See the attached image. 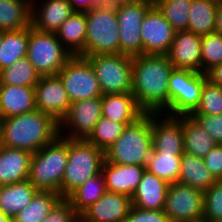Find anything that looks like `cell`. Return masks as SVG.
<instances>
[{
    "label": "cell",
    "instance_id": "obj_13",
    "mask_svg": "<svg viewBox=\"0 0 222 222\" xmlns=\"http://www.w3.org/2000/svg\"><path fill=\"white\" fill-rule=\"evenodd\" d=\"M101 117V97L72 102L67 115L60 122V135L67 139H87Z\"/></svg>",
    "mask_w": 222,
    "mask_h": 222
},
{
    "label": "cell",
    "instance_id": "obj_47",
    "mask_svg": "<svg viewBox=\"0 0 222 222\" xmlns=\"http://www.w3.org/2000/svg\"><path fill=\"white\" fill-rule=\"evenodd\" d=\"M214 32L222 35V2L217 5Z\"/></svg>",
    "mask_w": 222,
    "mask_h": 222
},
{
    "label": "cell",
    "instance_id": "obj_27",
    "mask_svg": "<svg viewBox=\"0 0 222 222\" xmlns=\"http://www.w3.org/2000/svg\"><path fill=\"white\" fill-rule=\"evenodd\" d=\"M215 181L202 158L186 152L181 155L178 183L205 192Z\"/></svg>",
    "mask_w": 222,
    "mask_h": 222
},
{
    "label": "cell",
    "instance_id": "obj_5",
    "mask_svg": "<svg viewBox=\"0 0 222 222\" xmlns=\"http://www.w3.org/2000/svg\"><path fill=\"white\" fill-rule=\"evenodd\" d=\"M104 151L87 139H68V160L61 182V197L67 198L86 180L102 172Z\"/></svg>",
    "mask_w": 222,
    "mask_h": 222
},
{
    "label": "cell",
    "instance_id": "obj_45",
    "mask_svg": "<svg viewBox=\"0 0 222 222\" xmlns=\"http://www.w3.org/2000/svg\"><path fill=\"white\" fill-rule=\"evenodd\" d=\"M207 79L222 88V63L213 66L206 72Z\"/></svg>",
    "mask_w": 222,
    "mask_h": 222
},
{
    "label": "cell",
    "instance_id": "obj_33",
    "mask_svg": "<svg viewBox=\"0 0 222 222\" xmlns=\"http://www.w3.org/2000/svg\"><path fill=\"white\" fill-rule=\"evenodd\" d=\"M105 192V177L101 172L95 177L86 180L67 199L70 201L72 207L81 214L87 207L101 198Z\"/></svg>",
    "mask_w": 222,
    "mask_h": 222
},
{
    "label": "cell",
    "instance_id": "obj_9",
    "mask_svg": "<svg viewBox=\"0 0 222 222\" xmlns=\"http://www.w3.org/2000/svg\"><path fill=\"white\" fill-rule=\"evenodd\" d=\"M206 73L173 69L168 82L169 116L191 115L198 107Z\"/></svg>",
    "mask_w": 222,
    "mask_h": 222
},
{
    "label": "cell",
    "instance_id": "obj_43",
    "mask_svg": "<svg viewBox=\"0 0 222 222\" xmlns=\"http://www.w3.org/2000/svg\"><path fill=\"white\" fill-rule=\"evenodd\" d=\"M124 222H170L163 210L137 208L132 205Z\"/></svg>",
    "mask_w": 222,
    "mask_h": 222
},
{
    "label": "cell",
    "instance_id": "obj_39",
    "mask_svg": "<svg viewBox=\"0 0 222 222\" xmlns=\"http://www.w3.org/2000/svg\"><path fill=\"white\" fill-rule=\"evenodd\" d=\"M192 114H222V88L207 79L202 86L200 103Z\"/></svg>",
    "mask_w": 222,
    "mask_h": 222
},
{
    "label": "cell",
    "instance_id": "obj_2",
    "mask_svg": "<svg viewBox=\"0 0 222 222\" xmlns=\"http://www.w3.org/2000/svg\"><path fill=\"white\" fill-rule=\"evenodd\" d=\"M60 135V123L38 109L3 118L0 145L36 153Z\"/></svg>",
    "mask_w": 222,
    "mask_h": 222
},
{
    "label": "cell",
    "instance_id": "obj_8",
    "mask_svg": "<svg viewBox=\"0 0 222 222\" xmlns=\"http://www.w3.org/2000/svg\"><path fill=\"white\" fill-rule=\"evenodd\" d=\"M103 95L132 92L133 57L125 54L86 56Z\"/></svg>",
    "mask_w": 222,
    "mask_h": 222
},
{
    "label": "cell",
    "instance_id": "obj_36",
    "mask_svg": "<svg viewBox=\"0 0 222 222\" xmlns=\"http://www.w3.org/2000/svg\"><path fill=\"white\" fill-rule=\"evenodd\" d=\"M130 123L133 122H116L102 116L87 140L105 152L120 137L126 125Z\"/></svg>",
    "mask_w": 222,
    "mask_h": 222
},
{
    "label": "cell",
    "instance_id": "obj_19",
    "mask_svg": "<svg viewBox=\"0 0 222 222\" xmlns=\"http://www.w3.org/2000/svg\"><path fill=\"white\" fill-rule=\"evenodd\" d=\"M35 1L31 6V25L38 31L56 33L74 12L68 0H43L41 6Z\"/></svg>",
    "mask_w": 222,
    "mask_h": 222
},
{
    "label": "cell",
    "instance_id": "obj_49",
    "mask_svg": "<svg viewBox=\"0 0 222 222\" xmlns=\"http://www.w3.org/2000/svg\"><path fill=\"white\" fill-rule=\"evenodd\" d=\"M0 222H12V219H10L7 215H5L1 209H0Z\"/></svg>",
    "mask_w": 222,
    "mask_h": 222
},
{
    "label": "cell",
    "instance_id": "obj_1",
    "mask_svg": "<svg viewBox=\"0 0 222 222\" xmlns=\"http://www.w3.org/2000/svg\"><path fill=\"white\" fill-rule=\"evenodd\" d=\"M173 69L165 54L133 56L132 94L145 113L169 112L168 82Z\"/></svg>",
    "mask_w": 222,
    "mask_h": 222
},
{
    "label": "cell",
    "instance_id": "obj_42",
    "mask_svg": "<svg viewBox=\"0 0 222 222\" xmlns=\"http://www.w3.org/2000/svg\"><path fill=\"white\" fill-rule=\"evenodd\" d=\"M191 116L212 136L217 144L222 145V114L214 116L191 114Z\"/></svg>",
    "mask_w": 222,
    "mask_h": 222
},
{
    "label": "cell",
    "instance_id": "obj_24",
    "mask_svg": "<svg viewBox=\"0 0 222 222\" xmlns=\"http://www.w3.org/2000/svg\"><path fill=\"white\" fill-rule=\"evenodd\" d=\"M102 116L116 122H134L145 112L132 92L107 94L102 97Z\"/></svg>",
    "mask_w": 222,
    "mask_h": 222
},
{
    "label": "cell",
    "instance_id": "obj_34",
    "mask_svg": "<svg viewBox=\"0 0 222 222\" xmlns=\"http://www.w3.org/2000/svg\"><path fill=\"white\" fill-rule=\"evenodd\" d=\"M183 153H160L152 151L148 158L146 170L165 180L169 184L177 182Z\"/></svg>",
    "mask_w": 222,
    "mask_h": 222
},
{
    "label": "cell",
    "instance_id": "obj_6",
    "mask_svg": "<svg viewBox=\"0 0 222 222\" xmlns=\"http://www.w3.org/2000/svg\"><path fill=\"white\" fill-rule=\"evenodd\" d=\"M87 35L85 57L99 54H120L119 24L116 3L85 11Z\"/></svg>",
    "mask_w": 222,
    "mask_h": 222
},
{
    "label": "cell",
    "instance_id": "obj_3",
    "mask_svg": "<svg viewBox=\"0 0 222 222\" xmlns=\"http://www.w3.org/2000/svg\"><path fill=\"white\" fill-rule=\"evenodd\" d=\"M153 150L151 113H144L127 124L120 137L104 152L105 160L113 164L147 166Z\"/></svg>",
    "mask_w": 222,
    "mask_h": 222
},
{
    "label": "cell",
    "instance_id": "obj_41",
    "mask_svg": "<svg viewBox=\"0 0 222 222\" xmlns=\"http://www.w3.org/2000/svg\"><path fill=\"white\" fill-rule=\"evenodd\" d=\"M41 222H80V214L67 198H61Z\"/></svg>",
    "mask_w": 222,
    "mask_h": 222
},
{
    "label": "cell",
    "instance_id": "obj_48",
    "mask_svg": "<svg viewBox=\"0 0 222 222\" xmlns=\"http://www.w3.org/2000/svg\"><path fill=\"white\" fill-rule=\"evenodd\" d=\"M113 0H90V9L113 5Z\"/></svg>",
    "mask_w": 222,
    "mask_h": 222
},
{
    "label": "cell",
    "instance_id": "obj_21",
    "mask_svg": "<svg viewBox=\"0 0 222 222\" xmlns=\"http://www.w3.org/2000/svg\"><path fill=\"white\" fill-rule=\"evenodd\" d=\"M169 183L145 170L132 194V205L142 209L163 210Z\"/></svg>",
    "mask_w": 222,
    "mask_h": 222
},
{
    "label": "cell",
    "instance_id": "obj_20",
    "mask_svg": "<svg viewBox=\"0 0 222 222\" xmlns=\"http://www.w3.org/2000/svg\"><path fill=\"white\" fill-rule=\"evenodd\" d=\"M146 166L113 164L104 160L102 173L105 177L106 191L132 197Z\"/></svg>",
    "mask_w": 222,
    "mask_h": 222
},
{
    "label": "cell",
    "instance_id": "obj_18",
    "mask_svg": "<svg viewBox=\"0 0 222 222\" xmlns=\"http://www.w3.org/2000/svg\"><path fill=\"white\" fill-rule=\"evenodd\" d=\"M202 36L187 30L176 31L171 47L166 54L174 69L202 72Z\"/></svg>",
    "mask_w": 222,
    "mask_h": 222
},
{
    "label": "cell",
    "instance_id": "obj_31",
    "mask_svg": "<svg viewBox=\"0 0 222 222\" xmlns=\"http://www.w3.org/2000/svg\"><path fill=\"white\" fill-rule=\"evenodd\" d=\"M29 27L15 31L2 32L0 47V71L16 60L27 56Z\"/></svg>",
    "mask_w": 222,
    "mask_h": 222
},
{
    "label": "cell",
    "instance_id": "obj_23",
    "mask_svg": "<svg viewBox=\"0 0 222 222\" xmlns=\"http://www.w3.org/2000/svg\"><path fill=\"white\" fill-rule=\"evenodd\" d=\"M32 153L0 145V186L28 179Z\"/></svg>",
    "mask_w": 222,
    "mask_h": 222
},
{
    "label": "cell",
    "instance_id": "obj_40",
    "mask_svg": "<svg viewBox=\"0 0 222 222\" xmlns=\"http://www.w3.org/2000/svg\"><path fill=\"white\" fill-rule=\"evenodd\" d=\"M203 217L210 222L222 220V180H216L204 192Z\"/></svg>",
    "mask_w": 222,
    "mask_h": 222
},
{
    "label": "cell",
    "instance_id": "obj_29",
    "mask_svg": "<svg viewBox=\"0 0 222 222\" xmlns=\"http://www.w3.org/2000/svg\"><path fill=\"white\" fill-rule=\"evenodd\" d=\"M32 0H0V31H15L31 26Z\"/></svg>",
    "mask_w": 222,
    "mask_h": 222
},
{
    "label": "cell",
    "instance_id": "obj_46",
    "mask_svg": "<svg viewBox=\"0 0 222 222\" xmlns=\"http://www.w3.org/2000/svg\"><path fill=\"white\" fill-rule=\"evenodd\" d=\"M74 11L85 12L90 10V0H68Z\"/></svg>",
    "mask_w": 222,
    "mask_h": 222
},
{
    "label": "cell",
    "instance_id": "obj_38",
    "mask_svg": "<svg viewBox=\"0 0 222 222\" xmlns=\"http://www.w3.org/2000/svg\"><path fill=\"white\" fill-rule=\"evenodd\" d=\"M202 73L222 63V35L216 32L203 35L201 39Z\"/></svg>",
    "mask_w": 222,
    "mask_h": 222
},
{
    "label": "cell",
    "instance_id": "obj_4",
    "mask_svg": "<svg viewBox=\"0 0 222 222\" xmlns=\"http://www.w3.org/2000/svg\"><path fill=\"white\" fill-rule=\"evenodd\" d=\"M68 160V139L59 135L55 140L32 154L28 180L38 191L57 192Z\"/></svg>",
    "mask_w": 222,
    "mask_h": 222
},
{
    "label": "cell",
    "instance_id": "obj_7",
    "mask_svg": "<svg viewBox=\"0 0 222 222\" xmlns=\"http://www.w3.org/2000/svg\"><path fill=\"white\" fill-rule=\"evenodd\" d=\"M72 56L56 33L38 31L29 26L26 57L41 76L57 75Z\"/></svg>",
    "mask_w": 222,
    "mask_h": 222
},
{
    "label": "cell",
    "instance_id": "obj_51",
    "mask_svg": "<svg viewBox=\"0 0 222 222\" xmlns=\"http://www.w3.org/2000/svg\"><path fill=\"white\" fill-rule=\"evenodd\" d=\"M2 123H3V118L0 114V141H1V137H2Z\"/></svg>",
    "mask_w": 222,
    "mask_h": 222
},
{
    "label": "cell",
    "instance_id": "obj_12",
    "mask_svg": "<svg viewBox=\"0 0 222 222\" xmlns=\"http://www.w3.org/2000/svg\"><path fill=\"white\" fill-rule=\"evenodd\" d=\"M204 191L175 182L170 184L163 212L170 222H185L203 217Z\"/></svg>",
    "mask_w": 222,
    "mask_h": 222
},
{
    "label": "cell",
    "instance_id": "obj_22",
    "mask_svg": "<svg viewBox=\"0 0 222 222\" xmlns=\"http://www.w3.org/2000/svg\"><path fill=\"white\" fill-rule=\"evenodd\" d=\"M36 109L34 87L0 84L2 118L22 115Z\"/></svg>",
    "mask_w": 222,
    "mask_h": 222
},
{
    "label": "cell",
    "instance_id": "obj_17",
    "mask_svg": "<svg viewBox=\"0 0 222 222\" xmlns=\"http://www.w3.org/2000/svg\"><path fill=\"white\" fill-rule=\"evenodd\" d=\"M131 207V197L106 191L80 214V222H124Z\"/></svg>",
    "mask_w": 222,
    "mask_h": 222
},
{
    "label": "cell",
    "instance_id": "obj_44",
    "mask_svg": "<svg viewBox=\"0 0 222 222\" xmlns=\"http://www.w3.org/2000/svg\"><path fill=\"white\" fill-rule=\"evenodd\" d=\"M205 166L216 180H222V145L217 144L203 158Z\"/></svg>",
    "mask_w": 222,
    "mask_h": 222
},
{
    "label": "cell",
    "instance_id": "obj_14",
    "mask_svg": "<svg viewBox=\"0 0 222 222\" xmlns=\"http://www.w3.org/2000/svg\"><path fill=\"white\" fill-rule=\"evenodd\" d=\"M176 30L154 4L141 23L143 54H167Z\"/></svg>",
    "mask_w": 222,
    "mask_h": 222
},
{
    "label": "cell",
    "instance_id": "obj_50",
    "mask_svg": "<svg viewBox=\"0 0 222 222\" xmlns=\"http://www.w3.org/2000/svg\"><path fill=\"white\" fill-rule=\"evenodd\" d=\"M185 222H210L208 219H206L205 217L202 218H198L195 220H190V221H185Z\"/></svg>",
    "mask_w": 222,
    "mask_h": 222
},
{
    "label": "cell",
    "instance_id": "obj_28",
    "mask_svg": "<svg viewBox=\"0 0 222 222\" xmlns=\"http://www.w3.org/2000/svg\"><path fill=\"white\" fill-rule=\"evenodd\" d=\"M184 152L204 158L217 143L191 115H183Z\"/></svg>",
    "mask_w": 222,
    "mask_h": 222
},
{
    "label": "cell",
    "instance_id": "obj_30",
    "mask_svg": "<svg viewBox=\"0 0 222 222\" xmlns=\"http://www.w3.org/2000/svg\"><path fill=\"white\" fill-rule=\"evenodd\" d=\"M218 3L217 0H191L187 31L201 36L213 33Z\"/></svg>",
    "mask_w": 222,
    "mask_h": 222
},
{
    "label": "cell",
    "instance_id": "obj_10",
    "mask_svg": "<svg viewBox=\"0 0 222 222\" xmlns=\"http://www.w3.org/2000/svg\"><path fill=\"white\" fill-rule=\"evenodd\" d=\"M154 0H138L116 3L120 53L137 56L143 54L141 23Z\"/></svg>",
    "mask_w": 222,
    "mask_h": 222
},
{
    "label": "cell",
    "instance_id": "obj_15",
    "mask_svg": "<svg viewBox=\"0 0 222 222\" xmlns=\"http://www.w3.org/2000/svg\"><path fill=\"white\" fill-rule=\"evenodd\" d=\"M34 89L36 109L53 116L60 123L71 102L59 76H41Z\"/></svg>",
    "mask_w": 222,
    "mask_h": 222
},
{
    "label": "cell",
    "instance_id": "obj_52",
    "mask_svg": "<svg viewBox=\"0 0 222 222\" xmlns=\"http://www.w3.org/2000/svg\"><path fill=\"white\" fill-rule=\"evenodd\" d=\"M128 1H138V0H113L114 3H118V2H128Z\"/></svg>",
    "mask_w": 222,
    "mask_h": 222
},
{
    "label": "cell",
    "instance_id": "obj_16",
    "mask_svg": "<svg viewBox=\"0 0 222 222\" xmlns=\"http://www.w3.org/2000/svg\"><path fill=\"white\" fill-rule=\"evenodd\" d=\"M151 132L153 138L152 151L184 153L183 116L151 113Z\"/></svg>",
    "mask_w": 222,
    "mask_h": 222
},
{
    "label": "cell",
    "instance_id": "obj_32",
    "mask_svg": "<svg viewBox=\"0 0 222 222\" xmlns=\"http://www.w3.org/2000/svg\"><path fill=\"white\" fill-rule=\"evenodd\" d=\"M61 198L57 192L37 191L30 204L19 211L12 222H41Z\"/></svg>",
    "mask_w": 222,
    "mask_h": 222
},
{
    "label": "cell",
    "instance_id": "obj_37",
    "mask_svg": "<svg viewBox=\"0 0 222 222\" xmlns=\"http://www.w3.org/2000/svg\"><path fill=\"white\" fill-rule=\"evenodd\" d=\"M154 4L176 31L187 30L191 0H154Z\"/></svg>",
    "mask_w": 222,
    "mask_h": 222
},
{
    "label": "cell",
    "instance_id": "obj_25",
    "mask_svg": "<svg viewBox=\"0 0 222 222\" xmlns=\"http://www.w3.org/2000/svg\"><path fill=\"white\" fill-rule=\"evenodd\" d=\"M86 26L85 12L74 11L56 32L57 38L73 56L85 57Z\"/></svg>",
    "mask_w": 222,
    "mask_h": 222
},
{
    "label": "cell",
    "instance_id": "obj_53",
    "mask_svg": "<svg viewBox=\"0 0 222 222\" xmlns=\"http://www.w3.org/2000/svg\"><path fill=\"white\" fill-rule=\"evenodd\" d=\"M1 44H2V31H0V47H1Z\"/></svg>",
    "mask_w": 222,
    "mask_h": 222
},
{
    "label": "cell",
    "instance_id": "obj_26",
    "mask_svg": "<svg viewBox=\"0 0 222 222\" xmlns=\"http://www.w3.org/2000/svg\"><path fill=\"white\" fill-rule=\"evenodd\" d=\"M38 190L27 179L22 182L0 186V209L10 219L27 207Z\"/></svg>",
    "mask_w": 222,
    "mask_h": 222
},
{
    "label": "cell",
    "instance_id": "obj_35",
    "mask_svg": "<svg viewBox=\"0 0 222 222\" xmlns=\"http://www.w3.org/2000/svg\"><path fill=\"white\" fill-rule=\"evenodd\" d=\"M40 77L32 63L24 57L0 71V84L35 87Z\"/></svg>",
    "mask_w": 222,
    "mask_h": 222
},
{
    "label": "cell",
    "instance_id": "obj_11",
    "mask_svg": "<svg viewBox=\"0 0 222 222\" xmlns=\"http://www.w3.org/2000/svg\"><path fill=\"white\" fill-rule=\"evenodd\" d=\"M57 75L71 103L103 96L97 76L86 57L72 56Z\"/></svg>",
    "mask_w": 222,
    "mask_h": 222
}]
</instances>
